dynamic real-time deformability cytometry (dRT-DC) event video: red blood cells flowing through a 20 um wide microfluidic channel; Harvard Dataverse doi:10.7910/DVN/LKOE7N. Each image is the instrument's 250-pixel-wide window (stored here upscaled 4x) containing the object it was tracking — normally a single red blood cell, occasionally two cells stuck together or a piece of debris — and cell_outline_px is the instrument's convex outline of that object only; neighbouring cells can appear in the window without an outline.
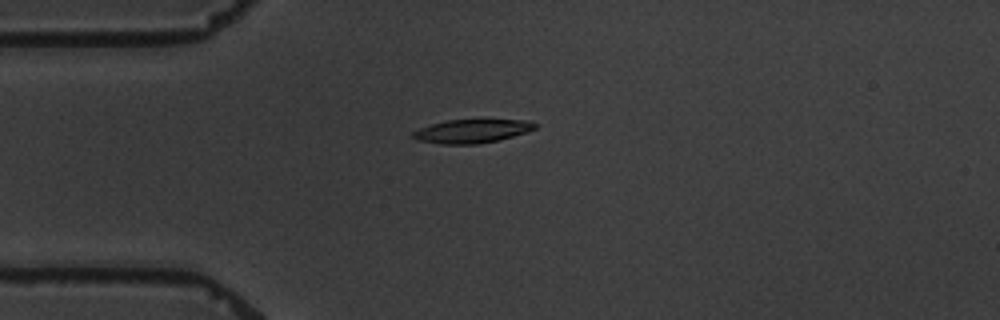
{"species": "common noctule bat (a hibernating species)", "species_latin": "Nyctalus noctula", "temperature_condition": "warm", "stored_images_in_passage": 6, "camera_frame_rate_fps": 3000, "um_per_image_px": 0.085, "animal": {"sex": "male", "body_mass_g": 19.5, "forearm_length_mm": 54.6}, "frame": {"image": 1, "passage_image": 1, "time_ms": 0.0, "image_size_px": [1000, 320], "cell_outline_px": [[536, 128], [528, 132], [496, 140], [476, 144], [440, 144], [416, 140], [412, 136], [412, 132], [420, 128], [432, 124], [448, 120], [484, 116], [528, 120], [536, 124]], "centroid_in_image_um": [40.18, 11.08], "position_along_channel_um": 44.8, "area_um2": 17.74}}
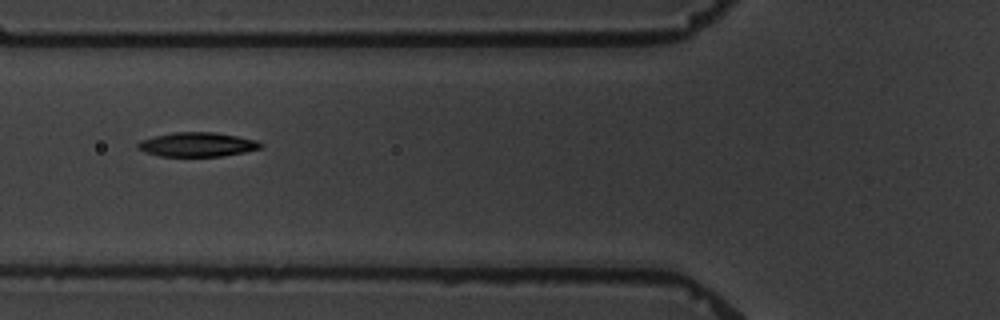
{"frame": {"image": 2, "passage_image": 3, "time_ms": 2.333, "image_size_px": [1000, 320], "cell_outline_px": [[264, 144], [260, 148], [244, 152], [220, 156], [160, 156], [144, 152], [136, 148], [136, 144], [140, 140], [172, 132], [212, 132], [236, 136], [256, 140]], "centroid_in_image_um": [16.72, 12.28], "position_along_channel_um": 109.1, "area_um2": 17.28}}
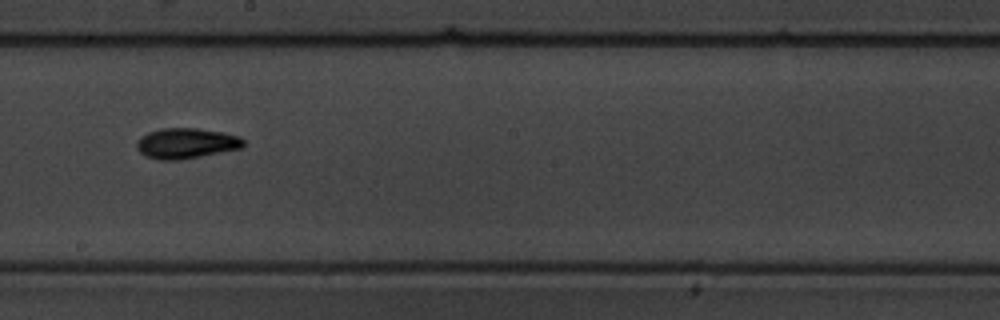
{"frame": {"image": 3, "passage_image": 6, "time_ms": 6.0, "image_size_px": [1000, 320], "cell_outline_px": [[244, 148], [180, 160], [160, 160], [148, 156], [140, 152], [136, 148], [136, 144], [148, 132], [164, 128], [196, 128], [224, 132], [240, 136], [244, 140]], "centroid_in_image_um": [15.9, 12.18], "position_along_channel_um": 232.3, "area_um2": 18.9}}